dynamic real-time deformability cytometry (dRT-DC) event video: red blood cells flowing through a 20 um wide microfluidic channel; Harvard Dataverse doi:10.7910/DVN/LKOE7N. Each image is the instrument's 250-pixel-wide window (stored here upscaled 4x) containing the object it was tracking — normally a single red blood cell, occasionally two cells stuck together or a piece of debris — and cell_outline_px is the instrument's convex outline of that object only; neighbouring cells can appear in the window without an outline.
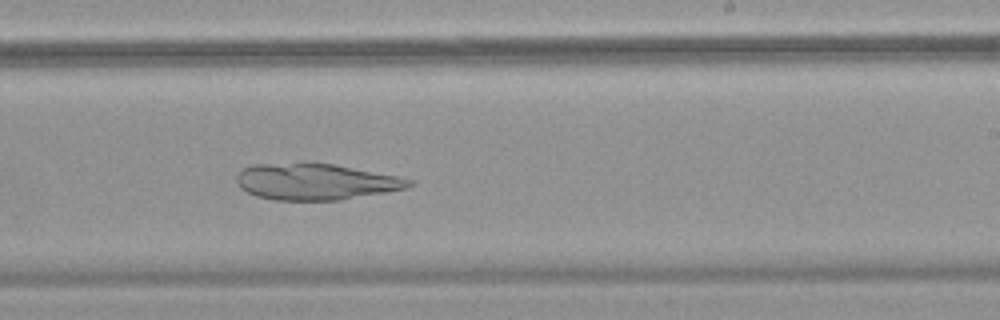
{"species": "common noctule bat (a hibernating species)", "species_latin": "Nyctalus noctula", "temperature_condition": "warm", "stored_images_in_passage": 44, "camera_frame_rate_fps": 3000, "um_per_image_px": 0.085, "animal": {"sex": "female", "body_mass_g": 18.4}, "frame": {"image": 1, "passage_image": 26, "time_ms": 8.333, "image_size_px": [1000, 320], "cell_outline_px": [[416, 184], [408, 188], [340, 200], [276, 200], [256, 196], [240, 188], [236, 180], [236, 176], [244, 168], [252, 164], [304, 160], [308, 160], [332, 164], [396, 176], [412, 180]], "centroid_in_image_um": [26.78, 15.41], "position_along_channel_um": 262.2, "area_um2": 37.11}}
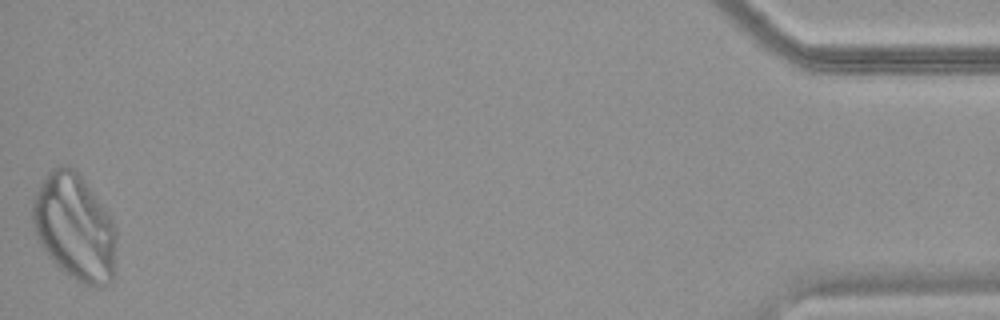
{"frame": {"image": 2, "passage_image": 44, "time_ms": 14.333, "image_size_px": [1000, 320], "cell_outline_px": [[116, 240], [112, 284], [100, 288], [84, 284], [64, 272], [52, 260], [40, 244], [36, 236], [32, 220], [32, 200], [40, 184], [48, 172], [52, 168], [60, 164], [64, 164], [72, 168], [80, 176], [108, 212], [116, 228]], "centroid_in_image_um": [6.34, 19.33], "position_along_channel_um": 428.9, "area_um2": 51.9}}